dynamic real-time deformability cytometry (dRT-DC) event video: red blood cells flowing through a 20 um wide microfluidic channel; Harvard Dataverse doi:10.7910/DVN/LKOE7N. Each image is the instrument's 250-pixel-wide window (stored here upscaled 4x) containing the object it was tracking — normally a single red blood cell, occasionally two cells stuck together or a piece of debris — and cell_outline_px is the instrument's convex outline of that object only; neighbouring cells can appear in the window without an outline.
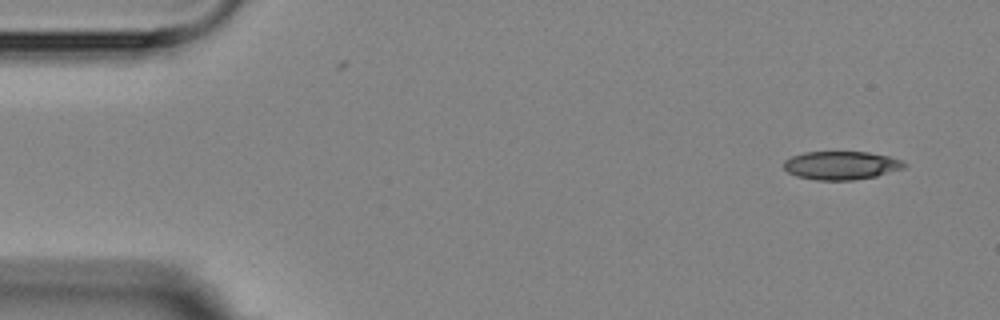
{"species": "Egyptian fruit bat (a non-hibernating species)", "species_latin": "Rousettus aegyptiacus", "temperature_condition": "room temperature", "stored_images_in_passage": 4, "camera_frame_rate_fps": 3000, "um_per_image_px": 0.085, "animal": {"sex": "female"}, "frame": {"image": 1, "passage_image": 1, "time_ms": 0.0, "image_size_px": [1000, 320], "cell_outline_px": [[908, 168], [876, 176], [852, 180], [816, 180], [796, 176], [788, 172], [784, 168], [784, 160], [792, 156], [804, 152], [868, 152], [888, 156], [900, 160], [908, 164]], "centroid_in_image_um": [71.53, 14.06], "position_along_channel_um": 13.5, "area_um2": 20.06}}